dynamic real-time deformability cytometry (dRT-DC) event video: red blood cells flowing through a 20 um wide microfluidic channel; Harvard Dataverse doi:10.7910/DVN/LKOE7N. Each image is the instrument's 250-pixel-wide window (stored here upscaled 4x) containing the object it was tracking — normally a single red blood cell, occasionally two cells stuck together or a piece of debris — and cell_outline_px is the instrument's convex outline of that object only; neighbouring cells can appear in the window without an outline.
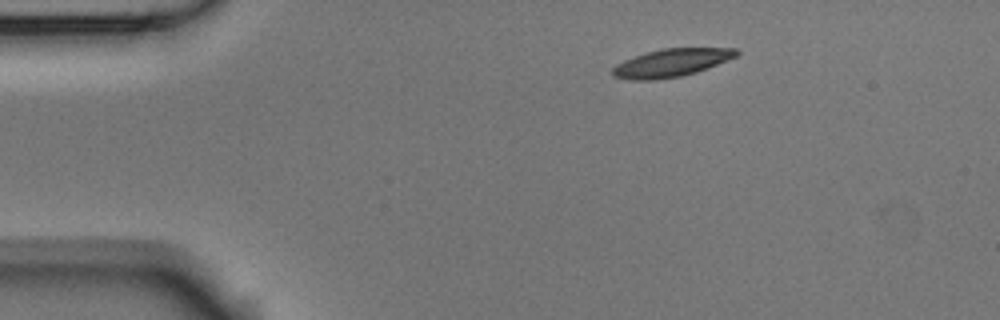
{"species": "Egyptian fruit bat (a non-hibernating species)", "species_latin": "Rousettus aegyptiacus", "temperature_condition": "room temperature", "stored_images_in_passage": 3, "camera_frame_rate_fps": 3000, "um_per_image_px": 0.085, "animal": {"sex": "male"}, "frame": {"image": 1, "passage_image": 1, "time_ms": 0.0, "image_size_px": [1000, 320], "cell_outline_px": [[740, 52], [736, 56], [708, 68], [696, 72], [680, 76], [656, 80], [628, 80], [612, 76], [612, 68], [616, 64], [624, 60], [648, 52], [664, 48], [736, 48]], "centroid_in_image_um": [57.04, 5.35], "position_along_channel_um": 28.0, "area_um2": 20.06}}
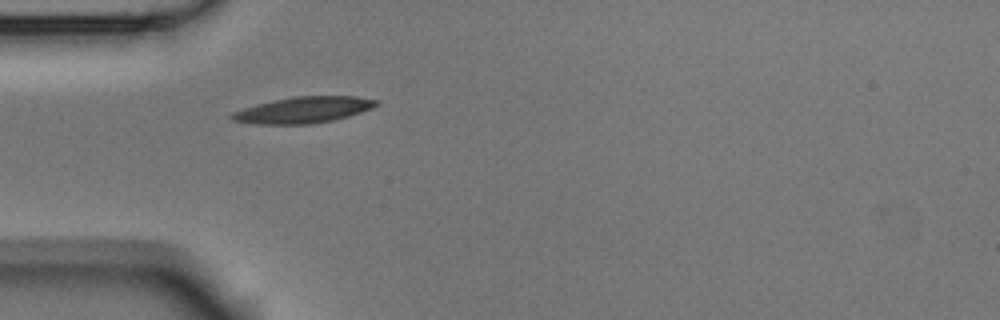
{"frame": {"image": 2, "passage_image": 3, "time_ms": 0.667, "image_size_px": [1000, 320], "cell_outline_px": [[380, 104], [372, 108], [348, 116], [332, 120], [312, 124], [256, 124], [232, 120], [228, 116], [232, 112], [244, 108], [272, 100], [292, 96], [356, 96], [380, 100]], "centroid_in_image_um": [25.8, 9.33], "position_along_channel_um": 59.2, "area_um2": 22.14}}